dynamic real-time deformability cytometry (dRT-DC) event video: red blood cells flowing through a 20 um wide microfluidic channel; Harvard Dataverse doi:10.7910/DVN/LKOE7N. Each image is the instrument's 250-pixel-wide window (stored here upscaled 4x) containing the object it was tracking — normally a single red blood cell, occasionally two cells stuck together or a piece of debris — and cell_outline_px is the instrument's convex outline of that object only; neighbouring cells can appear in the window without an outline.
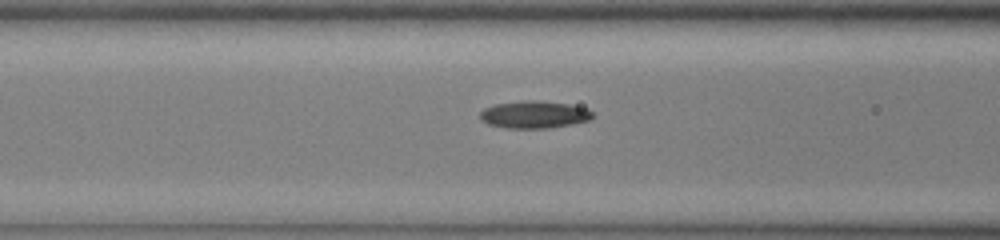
{"species": "common noctule bat (a hibernating species)", "species_latin": "Nyctalus noctula", "temperature_condition": "cold", "stored_images_in_passage": 15, "camera_frame_rate_fps": 3000, "um_per_image_px": 0.085, "animal": {"sex": "male", "body_mass_g": 13.0, "forearm_length_mm": 53.1}, "frame": {"image": 1, "passage_image": 13, "time_ms": 4.0, "image_size_px": [1000, 240], "cell_outline_px": [[592, 116], [588, 120], [572, 124], [548, 128], [508, 128], [488, 124], [480, 120], [480, 112], [484, 108], [496, 104], [532, 100], [568, 104], [588, 108], [592, 112]], "centroid_in_image_um": [45.39, 9.75], "position_along_channel_um": 121.2, "area_um2": 17.69}}